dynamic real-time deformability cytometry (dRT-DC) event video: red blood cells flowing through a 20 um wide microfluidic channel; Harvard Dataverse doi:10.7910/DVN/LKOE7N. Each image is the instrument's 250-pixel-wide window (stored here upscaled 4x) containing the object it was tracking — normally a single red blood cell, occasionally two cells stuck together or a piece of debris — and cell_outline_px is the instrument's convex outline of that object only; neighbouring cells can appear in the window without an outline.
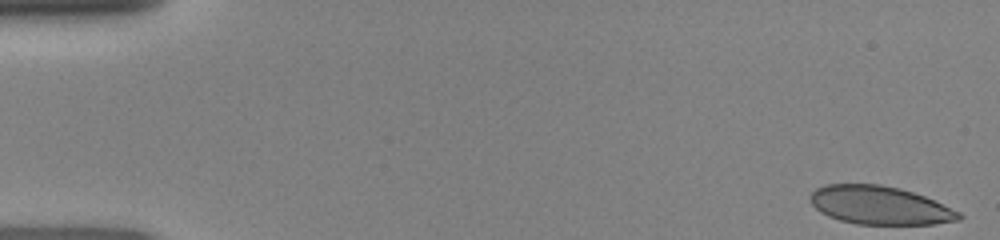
{"species": "human", "species_latin": "Homo sapiens", "temperature_condition": "room temperature", "stored_images_in_passage": 47, "camera_frame_rate_fps": 3000, "um_per_image_px": 0.085, "donor": {"sex": "female"}, "frame": {"image": 1, "passage_image": 1, "time_ms": 0.0, "image_size_px": [1000, 240], "cell_outline_px": [[964, 216], [960, 220], [932, 224], [856, 224], [840, 220], [828, 216], [820, 212], [812, 204], [808, 196], [816, 188], [828, 184], [880, 184], [900, 188], [924, 196], [960, 212]], "centroid_in_image_um": [74.76, 17.45], "position_along_channel_um": 10.2, "area_um2": 33.18}}
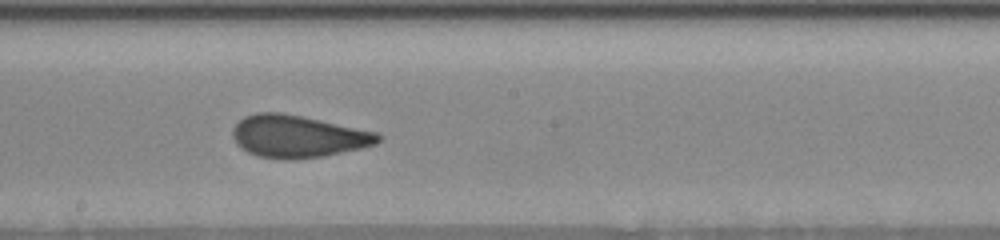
{"frame": {"image": 2, "passage_image": 26, "time_ms": 8.333, "image_size_px": [1000, 240], "cell_outline_px": [[384, 136], [376, 144], [360, 148], [324, 156], [292, 160], [284, 160], [256, 156], [240, 148], [236, 144], [232, 136], [232, 128], [244, 116], [256, 112], [280, 112], [380, 132]], "centroid_in_image_um": [25.31, 11.6], "position_along_channel_um": 222.9, "area_um2": 36.18}}
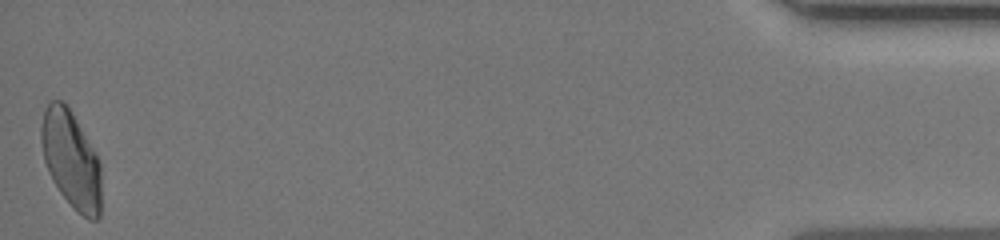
{"frame": {"image": 3, "passage_image": 47, "time_ms": 15.333, "image_size_px": [1000, 240], "cell_outline_px": [[100, 216], [96, 220], [88, 220], [76, 212], [60, 192], [52, 180], [48, 172], [44, 160], [40, 140], [40, 128], [44, 108], [48, 100], [60, 100], [68, 108], [92, 148], [100, 164]], "centroid_in_image_um": [6.0, 13.6], "position_along_channel_um": 429.2, "area_um2": 33.76}}